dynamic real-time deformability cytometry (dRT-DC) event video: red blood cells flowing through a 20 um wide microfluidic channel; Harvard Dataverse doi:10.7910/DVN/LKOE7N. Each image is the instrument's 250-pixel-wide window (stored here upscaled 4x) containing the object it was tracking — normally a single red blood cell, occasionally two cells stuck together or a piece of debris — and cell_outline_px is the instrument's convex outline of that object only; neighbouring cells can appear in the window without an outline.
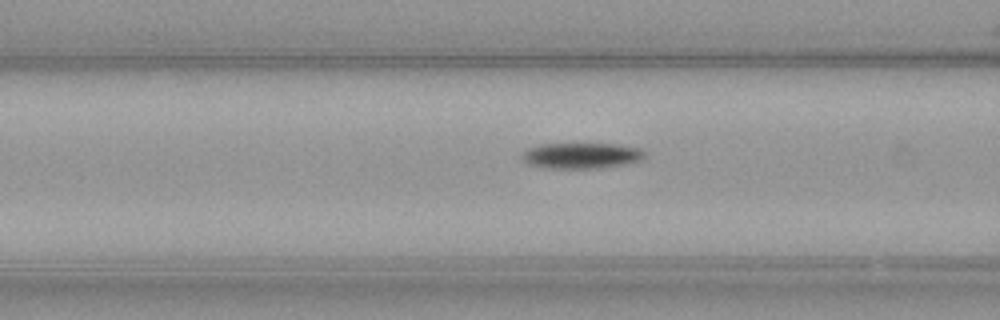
{"species": "common noctule bat (a hibernating species)", "species_latin": "Nyctalus noctula", "temperature_condition": "warm", "stored_images_in_passage": 39, "camera_frame_rate_fps": 3000, "um_per_image_px": 0.085, "animal": {"sex": "female", "body_mass_g": 21.9}, "frame": {"image": 1, "passage_image": 9, "time_ms": 2.667, "image_size_px": [1000, 320], "cell_outline_px": [[648, 156], [640, 160], [628, 164], [600, 168], [544, 168], [528, 164], [524, 160], [524, 152], [528, 148], [540, 144], [616, 144], [640, 148]], "centroid_in_image_um": [49.47, 13.23], "position_along_channel_um": 117.1, "area_um2": 18.44}}
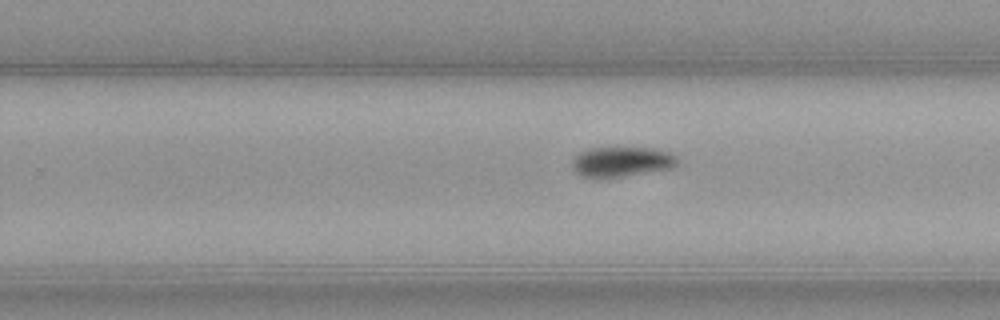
{"frame": {"image": 2, "passage_image": 21, "time_ms": 6.667, "image_size_px": [1000, 320], "cell_outline_px": [[676, 168], [600, 180], [596, 180], [580, 176], [572, 168], [572, 160], [580, 152], [592, 148], [652, 148], [668, 152], [676, 156]], "centroid_in_image_um": [52.8, 13.79], "position_along_channel_um": 277.0, "area_um2": 18.84}}
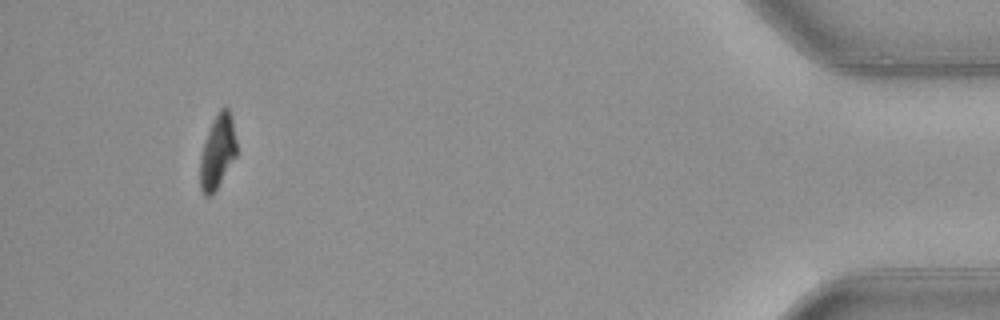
{"frame": {"image": 3, "passage_image": 37, "time_ms": 12.0, "image_size_px": [1000, 320], "cell_outline_px": [[236, 156], [212, 196], [204, 196], [200, 188], [200, 160], [204, 144], [212, 120], [220, 108], [228, 108], [232, 120], [236, 140]], "centroid_in_image_um": [18.48, 12.92], "position_along_channel_um": 416.7, "area_um2": 15.49}, "authors_computed_cell_mechanics": {"area_um2": 18.6116, "velocity_mm_per_s": 3.999, "shape_relaxation_time_tau1_ms": 3.6019, "shape_relaxation_time_tau2_ms": null, "deformation_change_tau1": 0.1598, "deformation_change_tau2": null}}